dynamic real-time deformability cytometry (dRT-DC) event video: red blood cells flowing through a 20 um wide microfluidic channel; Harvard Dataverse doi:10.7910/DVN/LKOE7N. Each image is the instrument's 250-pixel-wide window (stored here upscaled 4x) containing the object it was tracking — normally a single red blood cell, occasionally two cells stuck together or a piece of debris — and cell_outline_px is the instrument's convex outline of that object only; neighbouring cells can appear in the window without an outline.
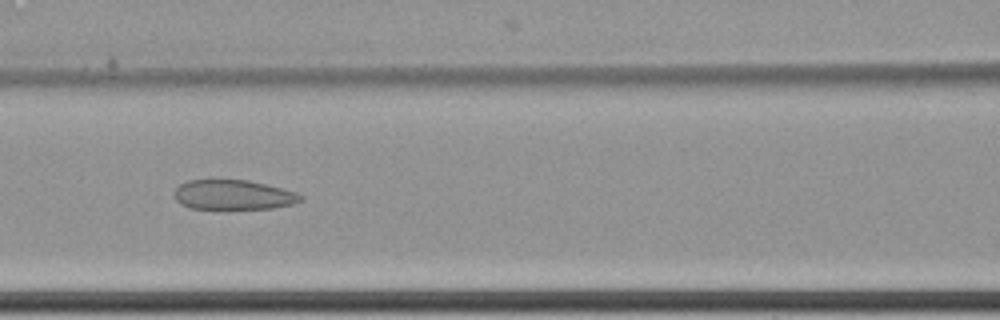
{"species": "common noctule bat (a hibernating species)", "species_latin": "Nyctalus noctula", "temperature_condition": "cold", "stored_images_in_passage": 7, "camera_frame_rate_fps": 3000, "um_per_image_px": 0.085, "animal": {"sex": "female", "body_mass_g": 22.7, "forearm_length_mm": 54.2}, "frame": {"image": 1, "passage_image": 6, "time_ms": 1.667, "image_size_px": [1000, 320], "cell_outline_px": [[304, 200], [292, 204], [272, 208], [188, 208], [180, 204], [176, 200], [176, 188], [180, 184], [188, 180], [208, 176], [248, 180], [296, 192], [304, 196]], "centroid_in_image_um": [19.78, 16.5], "position_along_channel_um": 146.8, "area_um2": 22.48}}
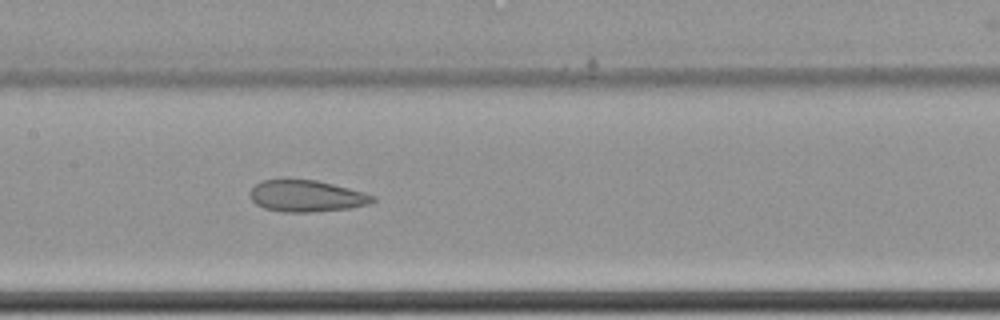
{"frame": {"image": 2, "passage_image": 7, "time_ms": 2.0, "image_size_px": [1000, 320], "cell_outline_px": [[376, 200], [368, 204], [348, 208], [312, 212], [284, 212], [264, 208], [256, 204], [248, 196], [248, 192], [256, 184], [264, 180], [284, 176], [316, 180], [364, 192], [376, 196]], "centroid_in_image_um": [25.99, 16.62], "position_along_channel_um": 181.4, "area_um2": 23.18}}